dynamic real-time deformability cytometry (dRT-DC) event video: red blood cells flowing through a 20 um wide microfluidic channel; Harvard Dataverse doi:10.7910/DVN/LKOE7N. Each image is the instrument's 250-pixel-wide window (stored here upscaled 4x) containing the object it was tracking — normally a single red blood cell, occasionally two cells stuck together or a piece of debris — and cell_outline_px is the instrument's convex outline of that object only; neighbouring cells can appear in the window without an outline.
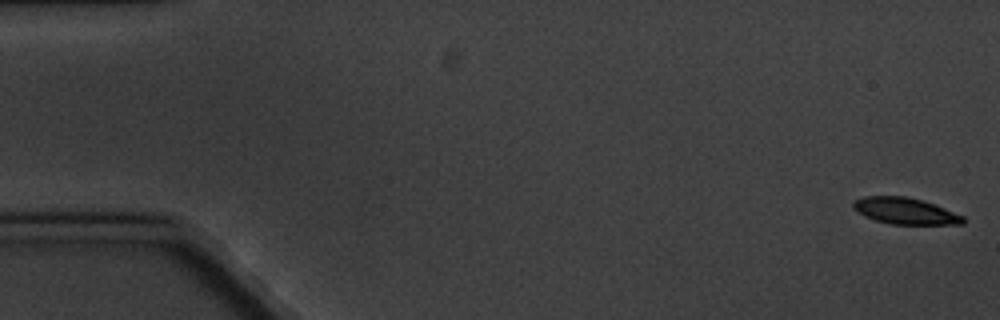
{"species": "common noctule bat (a hibernating species)", "species_latin": "Nyctalus noctula", "temperature_condition": "cold", "stored_images_in_passage": 5, "camera_frame_rate_fps": 3000, "um_per_image_px": 0.085, "animal": {"sex": "male", "body_mass_g": 20.1, "forearm_length_mm": 53.5}, "frame": {"image": 1, "passage_image": 1, "time_ms": 0.0, "image_size_px": [1000, 320], "cell_outline_px": [[964, 224], [888, 224], [864, 216], [852, 208], [852, 200], [864, 196], [908, 196], [936, 204], [964, 216]], "centroid_in_image_um": [76.92, 17.92], "position_along_channel_um": 8.1, "area_um2": 17.11}}
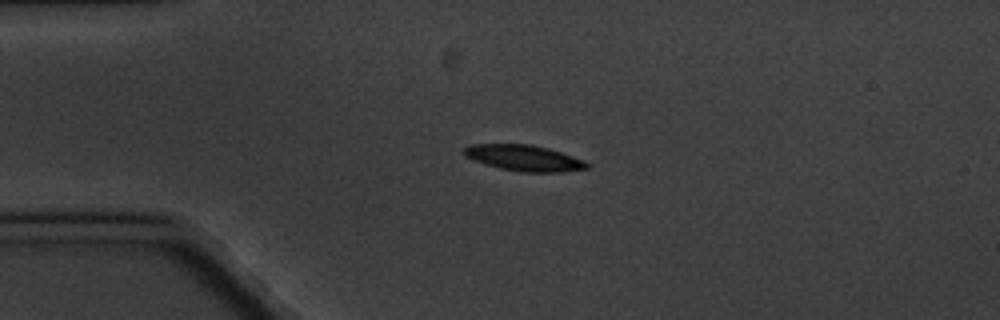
{"frame": {"image": 2, "passage_image": 4, "time_ms": 4.333, "image_size_px": [1000, 320], "cell_outline_px": [[588, 168], [560, 172], [524, 172], [500, 168], [464, 156], [460, 152], [460, 148], [472, 144], [532, 144], [548, 148], [584, 160], [588, 164]], "centroid_in_image_um": [44.49, 13.41], "position_along_channel_um": 40.5, "area_um2": 18.5}}